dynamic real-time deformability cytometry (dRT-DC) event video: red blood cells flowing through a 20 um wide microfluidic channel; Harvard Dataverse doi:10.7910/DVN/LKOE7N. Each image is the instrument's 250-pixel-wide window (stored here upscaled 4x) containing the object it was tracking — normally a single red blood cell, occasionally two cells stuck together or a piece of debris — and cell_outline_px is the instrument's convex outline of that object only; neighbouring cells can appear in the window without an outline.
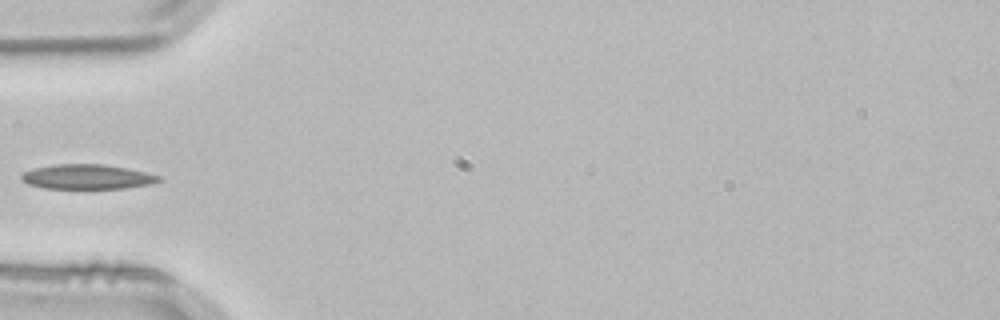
{"species": "common noctule bat (a hibernating species)", "species_latin": "Nyctalus noctula", "temperature_condition": "room temperature", "stored_images_in_passage": 4, "camera_frame_rate_fps": 3000, "um_per_image_px": 0.085, "animal": {"sex": "male", "body_mass_g": 21.5, "forearm_length_mm": 52.0}, "frame": {"image": 1, "passage_image": 4, "time_ms": 1.0, "image_size_px": [1000, 320], "cell_outline_px": [[164, 180], [152, 184], [124, 188], [44, 188], [28, 184], [20, 180], [20, 176], [24, 172], [36, 168], [56, 164], [100, 164], [128, 168], [160, 176]], "centroid_in_image_um": [7.43, 15.03], "position_along_channel_um": 77.6, "area_um2": 19.71}}